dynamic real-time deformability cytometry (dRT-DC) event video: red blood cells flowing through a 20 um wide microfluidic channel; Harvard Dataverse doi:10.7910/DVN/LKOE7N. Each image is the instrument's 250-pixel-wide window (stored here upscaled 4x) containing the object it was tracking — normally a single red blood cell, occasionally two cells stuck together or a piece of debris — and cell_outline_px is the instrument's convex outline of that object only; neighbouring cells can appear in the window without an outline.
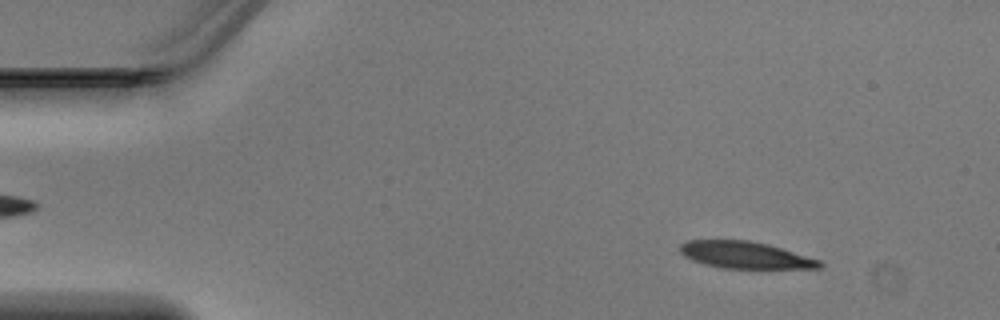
{"species": "Egyptian fruit bat (a non-hibernating species)", "species_latin": "Rousettus aegyptiacus", "temperature_condition": "warm", "stored_images_in_passage": 11, "camera_frame_rate_fps": 3000, "um_per_image_px": 0.085, "animal": {"sex": "male"}, "frame": {"image": 1, "passage_image": 5, "time_ms": 1.333, "image_size_px": [1000, 320], "cell_outline_px": [[824, 268], [720, 268], [704, 264], [692, 260], [684, 256], [680, 252], [680, 244], [688, 240], [748, 240], [768, 244], [820, 260], [824, 264]], "centroid_in_image_um": [63.33, 21.68], "position_along_channel_um": 21.7, "area_um2": 21.85}}